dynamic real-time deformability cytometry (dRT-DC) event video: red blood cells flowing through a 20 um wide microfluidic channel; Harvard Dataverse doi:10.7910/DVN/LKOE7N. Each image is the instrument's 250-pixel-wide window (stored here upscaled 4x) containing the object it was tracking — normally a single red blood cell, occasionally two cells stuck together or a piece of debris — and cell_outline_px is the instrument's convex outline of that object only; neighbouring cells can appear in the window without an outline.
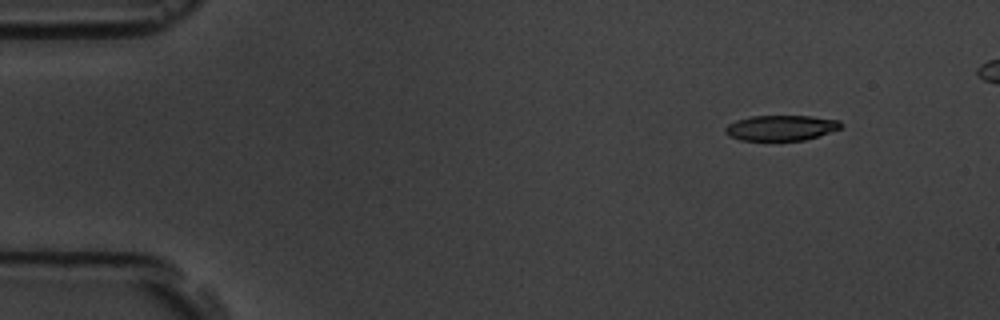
{"species": "common noctule bat (a hibernating species)", "species_latin": "Nyctalus noctula", "temperature_condition": "room temperature", "stored_images_in_passage": 8, "camera_frame_rate_fps": 3000, "um_per_image_px": 0.085, "animal": {"sex": "male", "body_mass_g": 19.5, "forearm_length_mm": 54.6}, "frame": {"image": 1, "passage_image": 2, "time_ms": 1.333, "image_size_px": [1000, 320], "cell_outline_px": [[844, 124], [840, 128], [804, 140], [740, 140], [728, 136], [724, 132], [724, 128], [728, 124], [736, 120], [752, 116], [812, 116], [840, 120]], "centroid_in_image_um": [66.35, 10.86], "position_along_channel_um": 18.6, "area_um2": 17.05}}
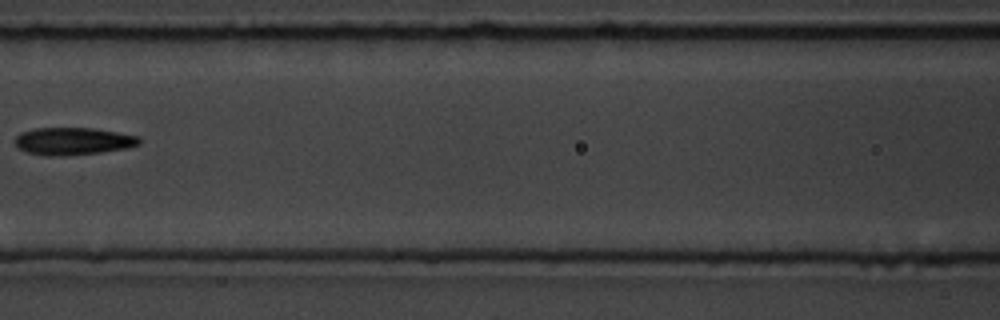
{"frame": {"image": 2, "passage_image": 7, "time_ms": 8.0, "image_size_px": [1000, 320], "cell_outline_px": [[140, 144], [128, 148], [100, 152], [48, 156], [28, 152], [16, 148], [16, 136], [20, 132], [36, 128], [92, 128], [140, 136]], "centroid_in_image_um": [6.21, 11.99], "position_along_channel_um": 160.4, "area_um2": 19.65}}
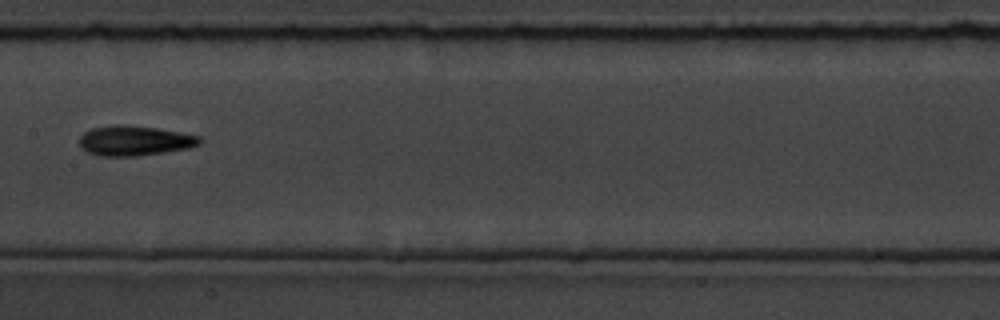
{"frame": {"image": 3, "passage_image": 8, "time_ms": 9.0, "image_size_px": [1000, 320], "cell_outline_px": [[200, 144], [188, 148], [164, 152], [136, 156], [96, 156], [80, 148], [80, 136], [84, 132], [92, 128], [116, 124], [120, 124], [156, 128], [180, 132], [200, 136]], "centroid_in_image_um": [11.4, 11.96], "position_along_channel_um": 196.0, "area_um2": 20.98}}